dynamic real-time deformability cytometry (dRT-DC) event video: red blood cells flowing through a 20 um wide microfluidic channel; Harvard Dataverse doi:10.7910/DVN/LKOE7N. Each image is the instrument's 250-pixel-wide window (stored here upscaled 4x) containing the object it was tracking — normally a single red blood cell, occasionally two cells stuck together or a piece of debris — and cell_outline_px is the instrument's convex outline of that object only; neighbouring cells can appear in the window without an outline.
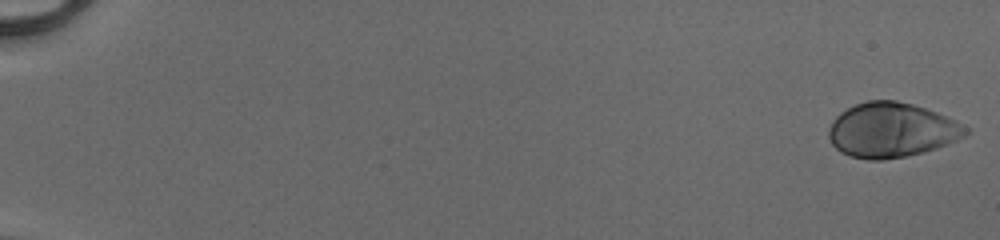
{"species": "human", "species_latin": "Homo sapiens", "temperature_condition": "cold", "stored_images_in_passage": 52, "camera_frame_rate_fps": 3000, "um_per_image_px": 0.085, "donor": {"sex": "male"}, "frame": {"image": 1, "passage_image": 1, "time_ms": 0.0, "image_size_px": [1000, 240], "cell_outline_px": [[968, 132], [964, 136], [956, 140], [936, 148], [924, 152], [908, 156], [884, 160], [868, 160], [848, 156], [840, 152], [832, 144], [828, 136], [828, 128], [832, 120], [840, 112], [856, 104], [868, 100], [896, 100], [912, 104], [936, 112], [956, 120], [968, 128]], "centroid_in_image_um": [75.75, 11.07], "position_along_channel_um": 9.3, "area_um2": 43.81}}
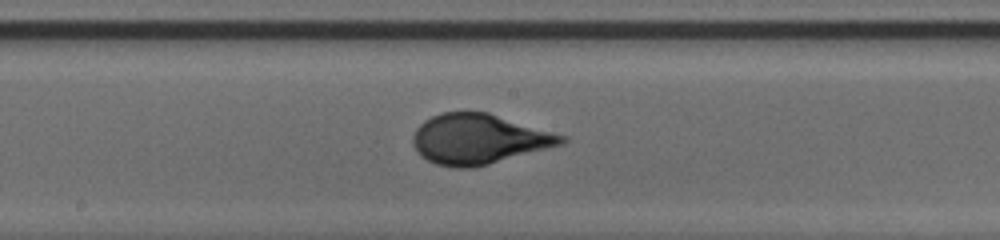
{"frame": {"image": 2, "passage_image": 30, "time_ms": 9.667, "image_size_px": [1000, 240], "cell_outline_px": [[568, 140], [564, 144], [488, 164], [472, 168], [456, 168], [436, 164], [420, 156], [416, 152], [412, 144], [412, 136], [416, 128], [424, 120], [440, 112], [488, 112], [568, 136]], "centroid_in_image_um": [40.69, 11.82], "position_along_channel_um": 207.5, "area_um2": 43.58}}
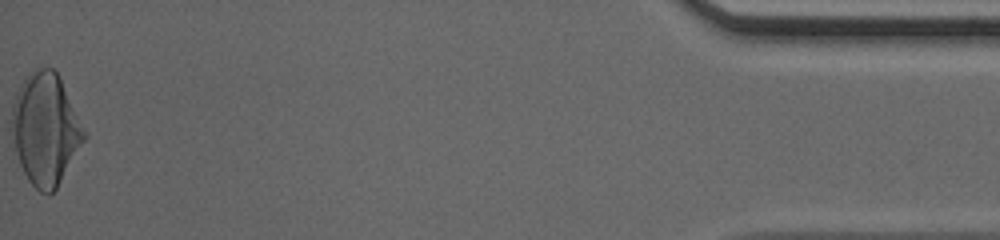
{"frame": {"image": 3, "passage_image": 52, "time_ms": 17.0, "image_size_px": [1000, 240], "cell_outline_px": [[88, 136], [56, 188], [48, 196], [40, 192], [28, 180], [20, 164], [16, 152], [12, 136], [12, 104], [24, 76], [36, 68], [52, 68], [60, 76]], "centroid_in_image_um": [3.88, 10.96], "position_along_channel_um": 431.3, "area_um2": 47.05}, "authors_computed_cell_mechanics": {"area_um2": 42.7142, "velocity_mm_per_s": 4.1414, "shape_relaxation_time_tau1_ms": 4.009, "shape_relaxation_time_tau2_ms": null, "deformation_change_tau1": 0.2107, "deformation_change_tau2": null}}